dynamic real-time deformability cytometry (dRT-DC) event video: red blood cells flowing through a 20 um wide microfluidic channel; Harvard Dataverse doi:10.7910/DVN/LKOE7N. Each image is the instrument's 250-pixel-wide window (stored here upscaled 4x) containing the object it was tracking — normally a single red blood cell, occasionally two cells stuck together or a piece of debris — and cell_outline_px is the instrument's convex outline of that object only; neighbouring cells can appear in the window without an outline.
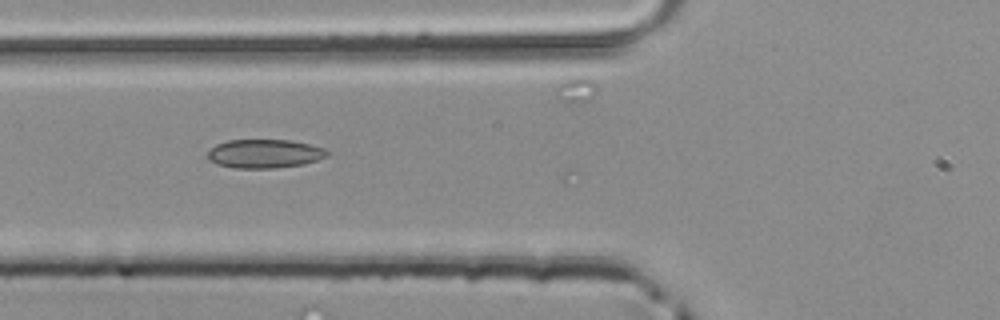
{"species": "common noctule bat (a hibernating species)", "species_latin": "Nyctalus noctula", "temperature_condition": "room temperature", "stored_images_in_passage": 3, "camera_frame_rate_fps": 3000, "um_per_image_px": 0.085, "animal": {"sex": "male", "body_mass_g": 20.4}, "frame": {"image": 1, "passage_image": 2, "time_ms": 0.333, "image_size_px": [1000, 320], "cell_outline_px": [[328, 156], [304, 164], [276, 168], [236, 168], [216, 164], [208, 160], [208, 152], [216, 144], [228, 140], [288, 140], [308, 144], [324, 148], [328, 152]], "centroid_in_image_um": [22.47, 13.07], "position_along_channel_um": 103.3, "area_um2": 19.94}}